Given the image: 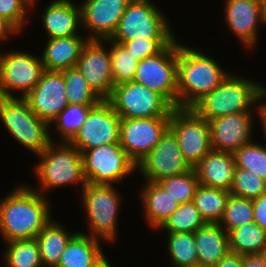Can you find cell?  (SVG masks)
I'll return each instance as SVG.
<instances>
[{"label":"cell","mask_w":266,"mask_h":267,"mask_svg":"<svg viewBox=\"0 0 266 267\" xmlns=\"http://www.w3.org/2000/svg\"><path fill=\"white\" fill-rule=\"evenodd\" d=\"M17 186L0 199V235L6 243L36 238L53 219L47 195L30 185Z\"/></svg>","instance_id":"1"},{"label":"cell","mask_w":266,"mask_h":267,"mask_svg":"<svg viewBox=\"0 0 266 267\" xmlns=\"http://www.w3.org/2000/svg\"><path fill=\"white\" fill-rule=\"evenodd\" d=\"M228 74L210 55L177 42V108L191 109Z\"/></svg>","instance_id":"2"},{"label":"cell","mask_w":266,"mask_h":267,"mask_svg":"<svg viewBox=\"0 0 266 267\" xmlns=\"http://www.w3.org/2000/svg\"><path fill=\"white\" fill-rule=\"evenodd\" d=\"M260 82L229 73L220 85L200 99L191 109L208 122L214 118L238 112H253L266 92Z\"/></svg>","instance_id":"3"},{"label":"cell","mask_w":266,"mask_h":267,"mask_svg":"<svg viewBox=\"0 0 266 267\" xmlns=\"http://www.w3.org/2000/svg\"><path fill=\"white\" fill-rule=\"evenodd\" d=\"M33 170L38 180V191L42 195L51 189L66 185L87 184L84 176L82 153L70 142L51 141L41 154ZM40 187V188H39Z\"/></svg>","instance_id":"4"},{"label":"cell","mask_w":266,"mask_h":267,"mask_svg":"<svg viewBox=\"0 0 266 267\" xmlns=\"http://www.w3.org/2000/svg\"><path fill=\"white\" fill-rule=\"evenodd\" d=\"M0 120L12 137L38 155L51 141L49 124L36 116L25 98L0 97Z\"/></svg>","instance_id":"5"},{"label":"cell","mask_w":266,"mask_h":267,"mask_svg":"<svg viewBox=\"0 0 266 267\" xmlns=\"http://www.w3.org/2000/svg\"><path fill=\"white\" fill-rule=\"evenodd\" d=\"M122 195L115 185L87 183L81 192L82 207L87 216L88 234L100 241L117 239V221Z\"/></svg>","instance_id":"6"},{"label":"cell","mask_w":266,"mask_h":267,"mask_svg":"<svg viewBox=\"0 0 266 267\" xmlns=\"http://www.w3.org/2000/svg\"><path fill=\"white\" fill-rule=\"evenodd\" d=\"M151 0H131L109 41L176 38L166 15Z\"/></svg>","instance_id":"7"},{"label":"cell","mask_w":266,"mask_h":267,"mask_svg":"<svg viewBox=\"0 0 266 267\" xmlns=\"http://www.w3.org/2000/svg\"><path fill=\"white\" fill-rule=\"evenodd\" d=\"M106 100L121 119L170 117L175 109L162 95L134 81L113 86Z\"/></svg>","instance_id":"8"},{"label":"cell","mask_w":266,"mask_h":267,"mask_svg":"<svg viewBox=\"0 0 266 267\" xmlns=\"http://www.w3.org/2000/svg\"><path fill=\"white\" fill-rule=\"evenodd\" d=\"M177 38L160 53L139 61L133 81L162 95L177 108Z\"/></svg>","instance_id":"9"},{"label":"cell","mask_w":266,"mask_h":267,"mask_svg":"<svg viewBox=\"0 0 266 267\" xmlns=\"http://www.w3.org/2000/svg\"><path fill=\"white\" fill-rule=\"evenodd\" d=\"M82 160L84 176L90 184H119L137 171L136 164L127 156L120 143L83 151Z\"/></svg>","instance_id":"10"},{"label":"cell","mask_w":266,"mask_h":267,"mask_svg":"<svg viewBox=\"0 0 266 267\" xmlns=\"http://www.w3.org/2000/svg\"><path fill=\"white\" fill-rule=\"evenodd\" d=\"M169 129L192 168L212 150L210 124L192 109L175 108L170 114Z\"/></svg>","instance_id":"11"},{"label":"cell","mask_w":266,"mask_h":267,"mask_svg":"<svg viewBox=\"0 0 266 267\" xmlns=\"http://www.w3.org/2000/svg\"><path fill=\"white\" fill-rule=\"evenodd\" d=\"M44 71L41 58L37 55L19 50L2 53L0 97L24 98L40 81ZM15 91L19 96H14Z\"/></svg>","instance_id":"12"},{"label":"cell","mask_w":266,"mask_h":267,"mask_svg":"<svg viewBox=\"0 0 266 267\" xmlns=\"http://www.w3.org/2000/svg\"><path fill=\"white\" fill-rule=\"evenodd\" d=\"M121 118L111 104L102 99L92 107L79 132L70 141L81 153L110 143H119Z\"/></svg>","instance_id":"13"},{"label":"cell","mask_w":266,"mask_h":267,"mask_svg":"<svg viewBox=\"0 0 266 267\" xmlns=\"http://www.w3.org/2000/svg\"><path fill=\"white\" fill-rule=\"evenodd\" d=\"M192 169L185 160L174 133L168 129L156 146L136 165L147 182L184 174Z\"/></svg>","instance_id":"14"},{"label":"cell","mask_w":266,"mask_h":267,"mask_svg":"<svg viewBox=\"0 0 266 267\" xmlns=\"http://www.w3.org/2000/svg\"><path fill=\"white\" fill-rule=\"evenodd\" d=\"M170 117L121 119L119 143L137 165L169 129Z\"/></svg>","instance_id":"15"},{"label":"cell","mask_w":266,"mask_h":267,"mask_svg":"<svg viewBox=\"0 0 266 267\" xmlns=\"http://www.w3.org/2000/svg\"><path fill=\"white\" fill-rule=\"evenodd\" d=\"M104 44L105 40H88L76 64L89 86L101 99H107L114 86L110 49Z\"/></svg>","instance_id":"16"},{"label":"cell","mask_w":266,"mask_h":267,"mask_svg":"<svg viewBox=\"0 0 266 267\" xmlns=\"http://www.w3.org/2000/svg\"><path fill=\"white\" fill-rule=\"evenodd\" d=\"M62 71L45 70L37 85L24 97L32 112L49 125L69 104Z\"/></svg>","instance_id":"17"},{"label":"cell","mask_w":266,"mask_h":267,"mask_svg":"<svg viewBox=\"0 0 266 267\" xmlns=\"http://www.w3.org/2000/svg\"><path fill=\"white\" fill-rule=\"evenodd\" d=\"M224 21L242 46L255 48L260 24H265L263 0H225Z\"/></svg>","instance_id":"18"},{"label":"cell","mask_w":266,"mask_h":267,"mask_svg":"<svg viewBox=\"0 0 266 267\" xmlns=\"http://www.w3.org/2000/svg\"><path fill=\"white\" fill-rule=\"evenodd\" d=\"M131 0H83L81 27L88 30L89 40H106L115 32Z\"/></svg>","instance_id":"19"},{"label":"cell","mask_w":266,"mask_h":267,"mask_svg":"<svg viewBox=\"0 0 266 267\" xmlns=\"http://www.w3.org/2000/svg\"><path fill=\"white\" fill-rule=\"evenodd\" d=\"M253 119L252 112H238L210 120L212 149L234 153L250 143L254 135Z\"/></svg>","instance_id":"20"},{"label":"cell","mask_w":266,"mask_h":267,"mask_svg":"<svg viewBox=\"0 0 266 267\" xmlns=\"http://www.w3.org/2000/svg\"><path fill=\"white\" fill-rule=\"evenodd\" d=\"M73 0H52L41 17L48 38L81 35V8Z\"/></svg>","instance_id":"21"},{"label":"cell","mask_w":266,"mask_h":267,"mask_svg":"<svg viewBox=\"0 0 266 267\" xmlns=\"http://www.w3.org/2000/svg\"><path fill=\"white\" fill-rule=\"evenodd\" d=\"M235 160L233 153L211 150L195 167L199 184L230 191Z\"/></svg>","instance_id":"22"},{"label":"cell","mask_w":266,"mask_h":267,"mask_svg":"<svg viewBox=\"0 0 266 267\" xmlns=\"http://www.w3.org/2000/svg\"><path fill=\"white\" fill-rule=\"evenodd\" d=\"M87 37L75 35L48 39L42 52L41 61L47 71H63L76 67Z\"/></svg>","instance_id":"23"},{"label":"cell","mask_w":266,"mask_h":267,"mask_svg":"<svg viewBox=\"0 0 266 267\" xmlns=\"http://www.w3.org/2000/svg\"><path fill=\"white\" fill-rule=\"evenodd\" d=\"M194 237L200 266L213 267L230 253L229 234L219 224L207 223Z\"/></svg>","instance_id":"24"},{"label":"cell","mask_w":266,"mask_h":267,"mask_svg":"<svg viewBox=\"0 0 266 267\" xmlns=\"http://www.w3.org/2000/svg\"><path fill=\"white\" fill-rule=\"evenodd\" d=\"M145 182L139 192L143 214L149 227L157 230L177 210L179 203L157 182Z\"/></svg>","instance_id":"25"},{"label":"cell","mask_w":266,"mask_h":267,"mask_svg":"<svg viewBox=\"0 0 266 267\" xmlns=\"http://www.w3.org/2000/svg\"><path fill=\"white\" fill-rule=\"evenodd\" d=\"M101 241L77 232L68 242L56 267H95L105 257Z\"/></svg>","instance_id":"26"},{"label":"cell","mask_w":266,"mask_h":267,"mask_svg":"<svg viewBox=\"0 0 266 267\" xmlns=\"http://www.w3.org/2000/svg\"><path fill=\"white\" fill-rule=\"evenodd\" d=\"M77 233L68 232L61 223L51 220L36 237L44 267H56L70 239Z\"/></svg>","instance_id":"27"},{"label":"cell","mask_w":266,"mask_h":267,"mask_svg":"<svg viewBox=\"0 0 266 267\" xmlns=\"http://www.w3.org/2000/svg\"><path fill=\"white\" fill-rule=\"evenodd\" d=\"M228 234L231 253L242 256L262 254L266 248V230L255 221L239 226Z\"/></svg>","instance_id":"28"},{"label":"cell","mask_w":266,"mask_h":267,"mask_svg":"<svg viewBox=\"0 0 266 267\" xmlns=\"http://www.w3.org/2000/svg\"><path fill=\"white\" fill-rule=\"evenodd\" d=\"M229 196V191L199 184L192 202L206 223L219 224Z\"/></svg>","instance_id":"29"},{"label":"cell","mask_w":266,"mask_h":267,"mask_svg":"<svg viewBox=\"0 0 266 267\" xmlns=\"http://www.w3.org/2000/svg\"><path fill=\"white\" fill-rule=\"evenodd\" d=\"M5 245L2 257L5 267H44L36 238L14 240Z\"/></svg>","instance_id":"30"},{"label":"cell","mask_w":266,"mask_h":267,"mask_svg":"<svg viewBox=\"0 0 266 267\" xmlns=\"http://www.w3.org/2000/svg\"><path fill=\"white\" fill-rule=\"evenodd\" d=\"M207 223L191 201L180 203L177 210L157 229L166 233H194Z\"/></svg>","instance_id":"31"},{"label":"cell","mask_w":266,"mask_h":267,"mask_svg":"<svg viewBox=\"0 0 266 267\" xmlns=\"http://www.w3.org/2000/svg\"><path fill=\"white\" fill-rule=\"evenodd\" d=\"M167 248L174 267L198 265L194 233H167Z\"/></svg>","instance_id":"32"},{"label":"cell","mask_w":266,"mask_h":267,"mask_svg":"<svg viewBox=\"0 0 266 267\" xmlns=\"http://www.w3.org/2000/svg\"><path fill=\"white\" fill-rule=\"evenodd\" d=\"M94 106L68 104L58 116L50 123L59 134L60 142H70L79 132L86 120L90 109Z\"/></svg>","instance_id":"33"},{"label":"cell","mask_w":266,"mask_h":267,"mask_svg":"<svg viewBox=\"0 0 266 267\" xmlns=\"http://www.w3.org/2000/svg\"><path fill=\"white\" fill-rule=\"evenodd\" d=\"M62 73L65 79L66 96L69 104L95 106L102 100L89 86L77 67L63 70Z\"/></svg>","instance_id":"34"},{"label":"cell","mask_w":266,"mask_h":267,"mask_svg":"<svg viewBox=\"0 0 266 267\" xmlns=\"http://www.w3.org/2000/svg\"><path fill=\"white\" fill-rule=\"evenodd\" d=\"M110 45L111 73L114 86L133 81L139 60L121 44L105 40Z\"/></svg>","instance_id":"35"},{"label":"cell","mask_w":266,"mask_h":267,"mask_svg":"<svg viewBox=\"0 0 266 267\" xmlns=\"http://www.w3.org/2000/svg\"><path fill=\"white\" fill-rule=\"evenodd\" d=\"M253 221L252 200L230 194L219 225L229 233L231 230Z\"/></svg>","instance_id":"36"},{"label":"cell","mask_w":266,"mask_h":267,"mask_svg":"<svg viewBox=\"0 0 266 267\" xmlns=\"http://www.w3.org/2000/svg\"><path fill=\"white\" fill-rule=\"evenodd\" d=\"M157 183L179 204L193 201L196 189L199 186L194 168L184 174L163 178Z\"/></svg>","instance_id":"37"},{"label":"cell","mask_w":266,"mask_h":267,"mask_svg":"<svg viewBox=\"0 0 266 267\" xmlns=\"http://www.w3.org/2000/svg\"><path fill=\"white\" fill-rule=\"evenodd\" d=\"M233 156L237 168L251 170L266 180V145L252 140L235 151Z\"/></svg>","instance_id":"38"},{"label":"cell","mask_w":266,"mask_h":267,"mask_svg":"<svg viewBox=\"0 0 266 267\" xmlns=\"http://www.w3.org/2000/svg\"><path fill=\"white\" fill-rule=\"evenodd\" d=\"M229 192L232 195L253 200L266 193V180L251 170L236 167Z\"/></svg>","instance_id":"39"},{"label":"cell","mask_w":266,"mask_h":267,"mask_svg":"<svg viewBox=\"0 0 266 267\" xmlns=\"http://www.w3.org/2000/svg\"><path fill=\"white\" fill-rule=\"evenodd\" d=\"M175 38H143L131 41H113L121 44L127 51H130L139 61L146 57L160 53Z\"/></svg>","instance_id":"40"},{"label":"cell","mask_w":266,"mask_h":267,"mask_svg":"<svg viewBox=\"0 0 266 267\" xmlns=\"http://www.w3.org/2000/svg\"><path fill=\"white\" fill-rule=\"evenodd\" d=\"M30 0H0V16L9 21L20 33L28 20Z\"/></svg>","instance_id":"41"},{"label":"cell","mask_w":266,"mask_h":267,"mask_svg":"<svg viewBox=\"0 0 266 267\" xmlns=\"http://www.w3.org/2000/svg\"><path fill=\"white\" fill-rule=\"evenodd\" d=\"M254 221L266 230V193L252 200Z\"/></svg>","instance_id":"42"},{"label":"cell","mask_w":266,"mask_h":267,"mask_svg":"<svg viewBox=\"0 0 266 267\" xmlns=\"http://www.w3.org/2000/svg\"><path fill=\"white\" fill-rule=\"evenodd\" d=\"M20 32L4 17L0 16V43L9 40L10 36H15ZM14 34V35H13Z\"/></svg>","instance_id":"43"},{"label":"cell","mask_w":266,"mask_h":267,"mask_svg":"<svg viewBox=\"0 0 266 267\" xmlns=\"http://www.w3.org/2000/svg\"><path fill=\"white\" fill-rule=\"evenodd\" d=\"M213 267H242V255L229 253L221 258Z\"/></svg>","instance_id":"44"},{"label":"cell","mask_w":266,"mask_h":267,"mask_svg":"<svg viewBox=\"0 0 266 267\" xmlns=\"http://www.w3.org/2000/svg\"><path fill=\"white\" fill-rule=\"evenodd\" d=\"M242 267H266V260L262 254L243 255Z\"/></svg>","instance_id":"45"},{"label":"cell","mask_w":266,"mask_h":267,"mask_svg":"<svg viewBox=\"0 0 266 267\" xmlns=\"http://www.w3.org/2000/svg\"><path fill=\"white\" fill-rule=\"evenodd\" d=\"M266 92L260 97L257 103V108L253 109L256 110V113L258 115V118L261 121L262 127H263V133L266 140Z\"/></svg>","instance_id":"46"},{"label":"cell","mask_w":266,"mask_h":267,"mask_svg":"<svg viewBox=\"0 0 266 267\" xmlns=\"http://www.w3.org/2000/svg\"><path fill=\"white\" fill-rule=\"evenodd\" d=\"M95 267H112L110 265L109 260L107 259V257H105L99 264H97Z\"/></svg>","instance_id":"47"},{"label":"cell","mask_w":266,"mask_h":267,"mask_svg":"<svg viewBox=\"0 0 266 267\" xmlns=\"http://www.w3.org/2000/svg\"><path fill=\"white\" fill-rule=\"evenodd\" d=\"M263 11H264V20L266 23V0H263Z\"/></svg>","instance_id":"48"},{"label":"cell","mask_w":266,"mask_h":267,"mask_svg":"<svg viewBox=\"0 0 266 267\" xmlns=\"http://www.w3.org/2000/svg\"><path fill=\"white\" fill-rule=\"evenodd\" d=\"M31 1V7H34L36 4V1L38 2V0H30Z\"/></svg>","instance_id":"49"},{"label":"cell","mask_w":266,"mask_h":267,"mask_svg":"<svg viewBox=\"0 0 266 267\" xmlns=\"http://www.w3.org/2000/svg\"><path fill=\"white\" fill-rule=\"evenodd\" d=\"M262 255L264 256L265 260H266V248L264 249V251L262 252Z\"/></svg>","instance_id":"50"},{"label":"cell","mask_w":266,"mask_h":267,"mask_svg":"<svg viewBox=\"0 0 266 267\" xmlns=\"http://www.w3.org/2000/svg\"><path fill=\"white\" fill-rule=\"evenodd\" d=\"M192 267H207V266H200V265H197V266H192Z\"/></svg>","instance_id":"51"}]
</instances>
